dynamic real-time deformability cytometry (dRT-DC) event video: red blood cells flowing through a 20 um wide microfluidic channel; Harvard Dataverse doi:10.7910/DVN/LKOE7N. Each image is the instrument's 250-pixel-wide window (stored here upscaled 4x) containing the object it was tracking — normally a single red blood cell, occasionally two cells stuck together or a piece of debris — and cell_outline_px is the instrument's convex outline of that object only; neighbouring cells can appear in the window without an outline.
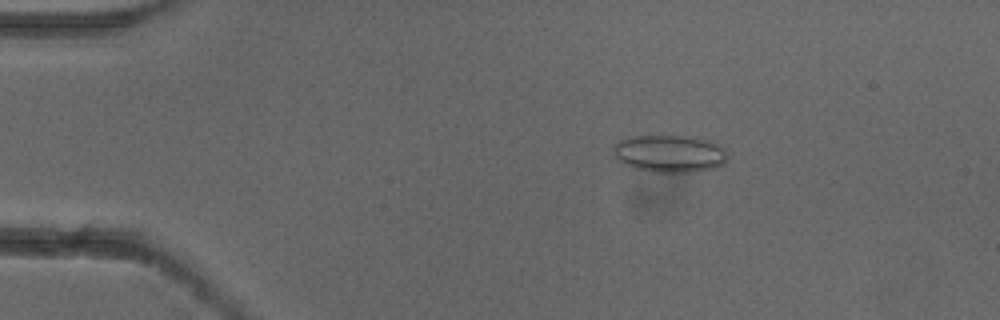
{"species": "common noctule bat (a hibernating species)", "species_latin": "Nyctalus noctula", "temperature_condition": "cold", "stored_images_in_passage": 4, "camera_frame_rate_fps": 3000, "um_per_image_px": 0.085, "animal": {"sex": "female"}, "frame": {"image": 1, "passage_image": 3, "time_ms": 0.667, "image_size_px": [1000, 320], "cell_outline_px": [[728, 160], [724, 164], [716, 168], [692, 172], [652, 172], [632, 168], [624, 164], [616, 156], [612, 148], [612, 144], [628, 136], [688, 136], [704, 140], [716, 144], [724, 148], [728, 152]], "centroid_in_image_um": [56.91, 13.07], "position_along_channel_um": 28.1, "area_um2": 25.09}}